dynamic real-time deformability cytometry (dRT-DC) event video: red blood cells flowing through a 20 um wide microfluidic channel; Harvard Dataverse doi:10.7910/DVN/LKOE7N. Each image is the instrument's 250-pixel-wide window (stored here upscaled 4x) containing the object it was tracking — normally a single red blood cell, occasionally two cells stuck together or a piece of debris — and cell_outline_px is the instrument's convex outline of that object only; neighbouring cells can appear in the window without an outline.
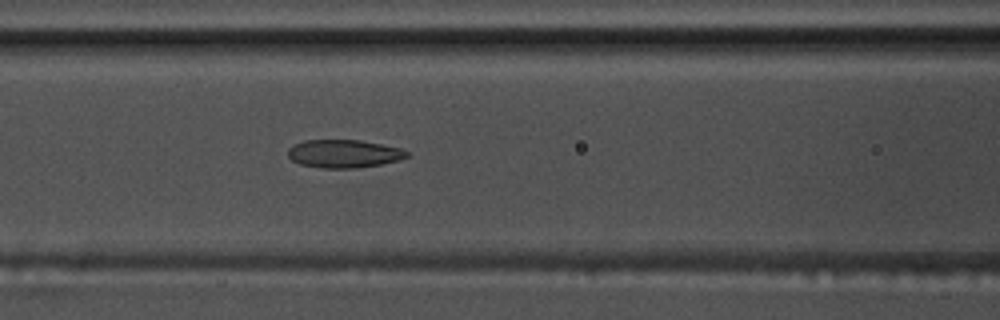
{"species": "common noctule bat (a hibernating species)", "species_latin": "Nyctalus noctula", "temperature_condition": "warm", "stored_images_in_passage": 56, "camera_frame_rate_fps": 3000, "um_per_image_px": 0.085, "animal": {"sex": "male", "body_mass_g": 17.5, "forearm_length_mm": 52.3}, "frame": {"image": 1, "passage_image": 23, "time_ms": 7.333, "image_size_px": [1000, 320], "cell_outline_px": [[408, 156], [400, 160], [380, 164], [352, 168], [320, 168], [300, 164], [292, 160], [288, 156], [288, 148], [304, 140], [360, 140], [400, 148], [408, 152]], "centroid_in_image_um": [29.21, 13.06], "position_along_channel_um": 137.4, "area_um2": 19.31}}
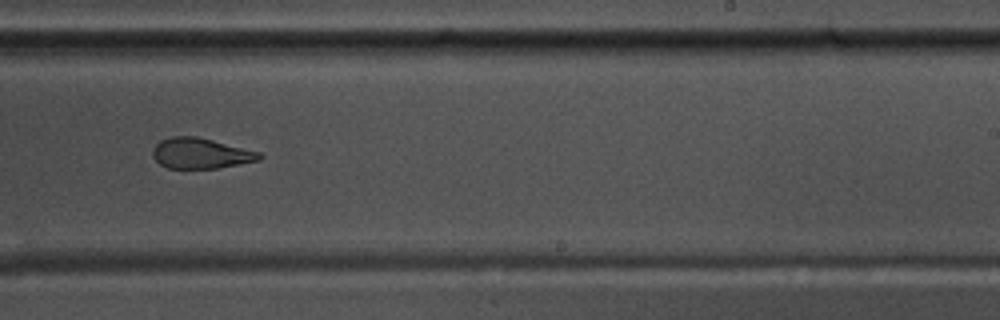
{"frame": {"image": 2, "passage_image": 34, "time_ms": 11.0, "image_size_px": [1000, 320], "cell_outline_px": [[264, 156], [260, 160], [220, 168], [168, 168], [160, 164], [152, 156], [152, 152], [156, 144], [160, 140], [172, 136], [196, 136], [260, 152]], "centroid_in_image_um": [17.06, 13.03], "position_along_channel_um": 271.9, "area_um2": 18.96}}
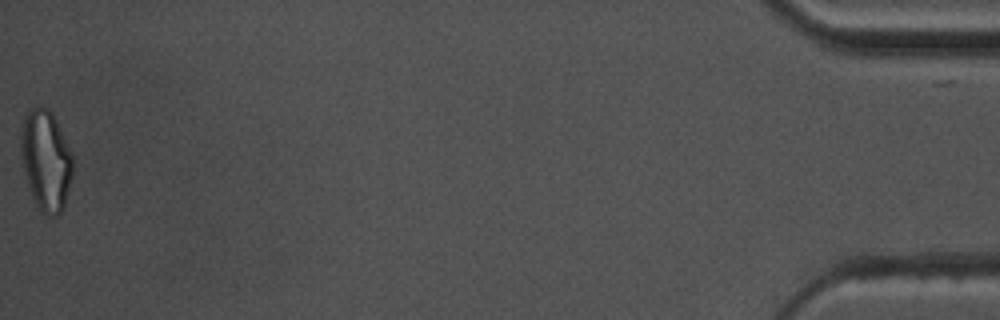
{"frame": {"image": 3, "passage_image": 55, "time_ms": 18.0, "image_size_px": [1000, 320], "cell_outline_px": [[72, 176], [64, 208], [56, 216], [44, 216], [40, 212], [32, 196], [24, 176], [20, 156], [20, 128], [24, 112], [28, 108], [36, 104], [40, 104], [48, 108], [52, 112], [56, 120], [72, 156]], "centroid_in_image_um": [3.84, 13.59], "position_along_channel_um": 431.4, "area_um2": 31.21}, "authors_computed_cell_mechanics": {"area_um2": 21.0392, "velocity_mm_per_s": 3.6821, "shape_relaxation_time_tau1_ms": null, "shape_relaxation_time_tau2_ms": 2.8474, "deformation_change_tau1": null, "deformation_change_tau2": 0.1085}}